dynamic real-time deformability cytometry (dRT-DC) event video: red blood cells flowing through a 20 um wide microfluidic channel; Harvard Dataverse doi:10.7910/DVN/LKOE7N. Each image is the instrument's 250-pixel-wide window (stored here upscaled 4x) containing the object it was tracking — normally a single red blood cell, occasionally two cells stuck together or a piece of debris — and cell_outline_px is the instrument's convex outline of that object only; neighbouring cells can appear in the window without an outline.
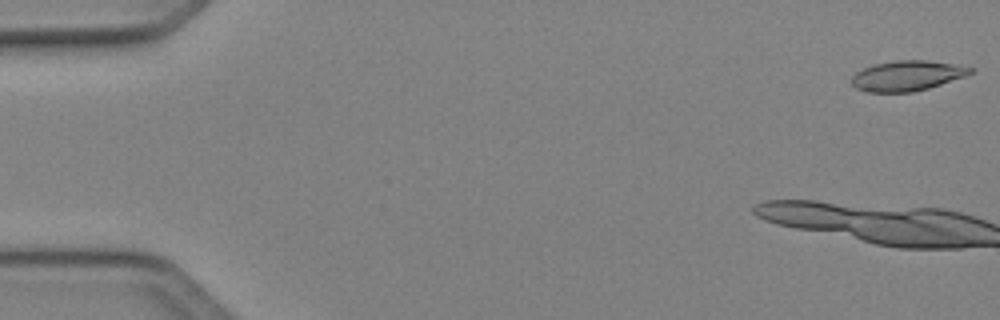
{"species": "Egyptian fruit bat (a non-hibernating species)", "species_latin": "Rousettus aegyptiacus", "temperature_condition": "cold", "stored_images_in_passage": 10, "camera_frame_rate_fps": 3000, "um_per_image_px": 0.085, "animal": {"sex": "female"}, "frame": {"image": 1, "passage_image": 1, "time_ms": 0.0, "image_size_px": [1000, 320], "cell_outline_px": [[976, 68], [972, 72], [964, 76], [928, 88], [912, 92], [864, 92], [856, 88], [852, 84], [852, 76], [856, 72], [872, 64], [896, 60], [924, 60], [952, 64]], "centroid_in_image_um": [77.06, 6.44], "position_along_channel_um": 7.9, "area_um2": 20.75}}